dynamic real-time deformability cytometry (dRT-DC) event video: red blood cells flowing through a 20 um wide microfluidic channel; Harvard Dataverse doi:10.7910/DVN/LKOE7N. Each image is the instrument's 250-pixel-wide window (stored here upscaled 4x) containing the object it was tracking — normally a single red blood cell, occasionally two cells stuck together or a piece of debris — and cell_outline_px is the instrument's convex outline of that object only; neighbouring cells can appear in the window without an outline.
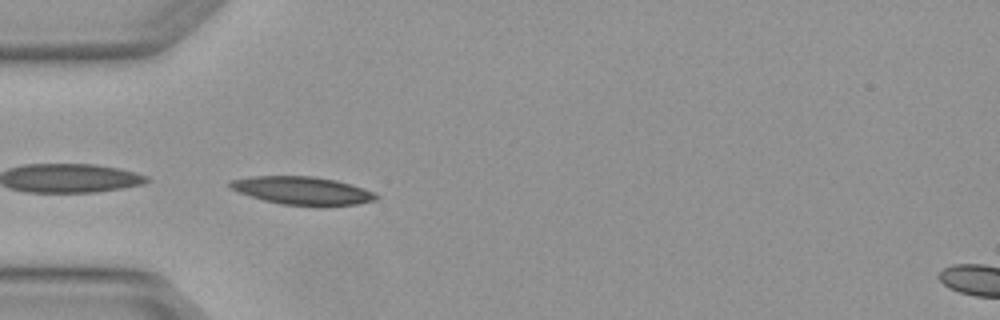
{"species": "Egyptian fruit bat (a non-hibernating species)", "species_latin": "Rousettus aegyptiacus", "temperature_condition": "warm", "stored_images_in_passage": 6, "segment_of_instrument_passage": [1, 2], "camera_frame_rate_fps": 3000, "um_per_image_px": 0.085, "animal": {"sex": "female"}, "frame": {"image": 1, "passage_image": 5, "time_ms": 1.333, "image_size_px": [1000, 320], "cell_outline_px": [[380, 196], [376, 200], [356, 204], [280, 204], [264, 200], [240, 192], [232, 188], [228, 184], [232, 180], [252, 176], [312, 176], [336, 180], [364, 188]], "centroid_in_image_um": [25.7, 16.17], "position_along_channel_um": 59.3, "area_um2": 23.06}}